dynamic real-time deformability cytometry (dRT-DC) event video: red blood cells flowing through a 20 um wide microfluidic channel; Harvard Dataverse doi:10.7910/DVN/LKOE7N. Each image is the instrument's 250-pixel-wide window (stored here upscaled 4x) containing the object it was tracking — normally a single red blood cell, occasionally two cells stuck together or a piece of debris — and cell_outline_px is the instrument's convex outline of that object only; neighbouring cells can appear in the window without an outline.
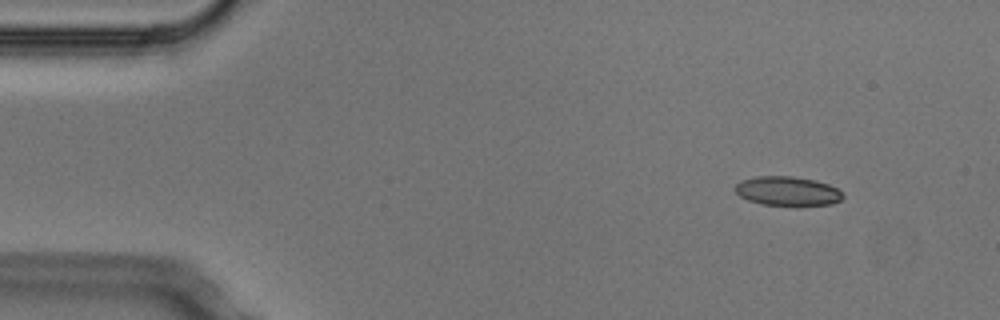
{"species": "Egyptian fruit bat (a non-hibernating species)", "species_latin": "Rousettus aegyptiacus", "temperature_condition": "cold", "stored_images_in_passage": 4, "camera_frame_rate_fps": 3000, "um_per_image_px": 0.085, "animal": {"sex": "male"}, "frame": {"image": 1, "passage_image": 2, "time_ms": 0.333, "image_size_px": [1000, 320], "cell_outline_px": [[844, 196], [840, 200], [832, 204], [760, 204], [748, 200], [740, 196], [732, 188], [740, 180], [756, 176], [792, 176], [816, 180], [828, 184], [836, 188]], "centroid_in_image_um": [66.88, 16.21], "position_along_channel_um": 18.1, "area_um2": 18.09}}
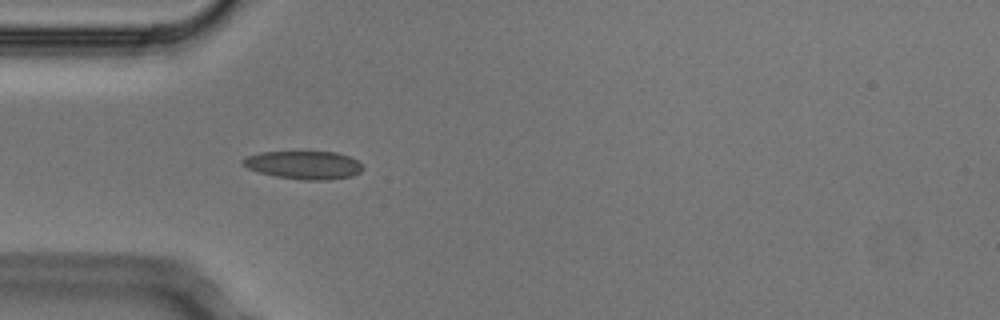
{"frame": {"image": 2, "passage_image": 4, "time_ms": 1.0, "image_size_px": [1000, 320], "cell_outline_px": [[364, 168], [360, 172], [352, 176], [328, 180], [304, 180], [276, 176], [260, 172], [248, 168], [240, 164], [240, 160], [248, 156], [260, 152], [336, 152], [348, 156], [356, 160]], "centroid_in_image_um": [25.81, 14.03], "position_along_channel_um": 59.2, "area_um2": 19.59}}